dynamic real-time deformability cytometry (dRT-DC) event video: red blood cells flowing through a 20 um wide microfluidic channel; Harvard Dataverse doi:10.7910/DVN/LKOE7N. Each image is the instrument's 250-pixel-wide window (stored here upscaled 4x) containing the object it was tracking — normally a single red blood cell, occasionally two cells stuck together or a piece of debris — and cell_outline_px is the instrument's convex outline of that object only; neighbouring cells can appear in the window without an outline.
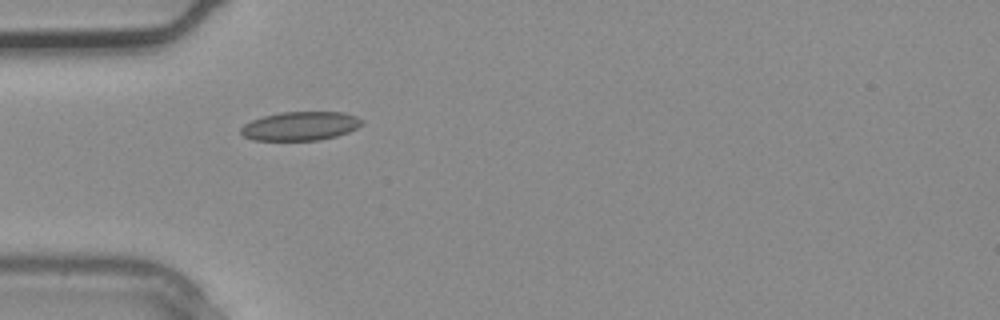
{"species": "common noctule bat (a hibernating species)", "species_latin": "Nyctalus noctula", "temperature_condition": "warm", "stored_images_in_passage": 1, "camera_frame_rate_fps": 3000, "um_per_image_px": 0.085, "animal": {"sex": "male", "body_mass_g": 20.4}, "frame": {"image": 1, "passage_image": 1, "time_ms": 0.0, "image_size_px": [1000, 320], "cell_outline_px": [[364, 124], [348, 132], [336, 136], [320, 140], [252, 140], [244, 136], [240, 132], [240, 128], [244, 124], [252, 120], [264, 116], [280, 112], [344, 112], [356, 116], [364, 120]], "centroid_in_image_um": [25.55, 10.71], "position_along_channel_um": 59.5, "area_um2": 20.4}}